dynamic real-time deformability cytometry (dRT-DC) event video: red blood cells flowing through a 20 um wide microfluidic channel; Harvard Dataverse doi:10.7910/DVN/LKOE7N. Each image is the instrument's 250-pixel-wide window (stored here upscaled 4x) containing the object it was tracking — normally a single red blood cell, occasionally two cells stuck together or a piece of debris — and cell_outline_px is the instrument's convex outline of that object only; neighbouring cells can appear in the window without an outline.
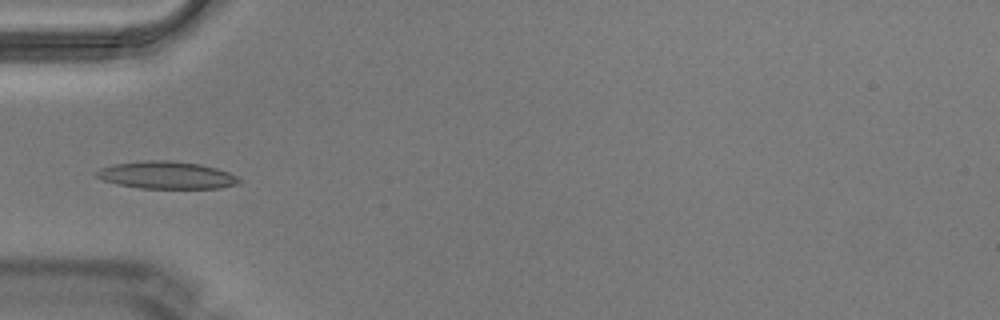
{"species": "Egyptian fruit bat (a non-hibernating species)", "species_latin": "Rousettus aegyptiacus", "temperature_condition": "warm", "stored_images_in_passage": 4, "camera_frame_rate_fps": 3000, "um_per_image_px": 0.085, "animal": {"sex": "male"}, "frame": {"image": 1, "passage_image": 4, "time_ms": 1.0, "image_size_px": [1000, 320], "cell_outline_px": [[240, 180], [236, 184], [220, 188], [136, 188], [116, 184], [100, 180], [92, 172], [100, 168], [112, 164], [144, 160], [168, 160], [200, 164], [216, 168], [228, 172], [236, 176]], "centroid_in_image_um": [14.06, 14.88], "position_along_channel_um": 70.9, "area_um2": 22.95}}